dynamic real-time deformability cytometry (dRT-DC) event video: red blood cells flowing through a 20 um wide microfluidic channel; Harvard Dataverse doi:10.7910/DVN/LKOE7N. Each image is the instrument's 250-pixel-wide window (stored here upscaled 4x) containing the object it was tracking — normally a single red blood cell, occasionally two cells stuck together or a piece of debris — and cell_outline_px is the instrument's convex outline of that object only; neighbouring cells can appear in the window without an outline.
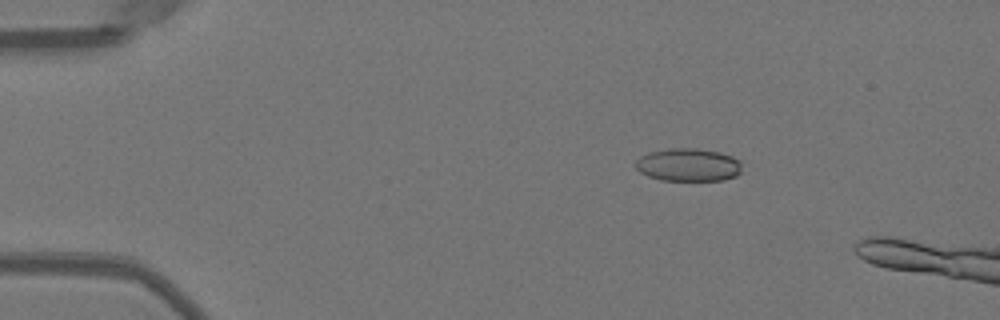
{"species": "Egyptian fruit bat (a non-hibernating species)", "species_latin": "Rousettus aegyptiacus", "temperature_condition": "warm", "stored_images_in_passage": 41, "camera_frame_rate_fps": 3000, "um_per_image_px": 0.085, "animal": {"sex": "female"}, "frame": {"image": 1, "passage_image": 2, "time_ms": 0.333, "image_size_px": [1000, 320], "cell_outline_px": [[740, 172], [736, 176], [724, 180], [660, 180], [648, 176], [640, 172], [632, 164], [640, 156], [648, 152], [668, 148], [696, 148], [720, 152], [732, 156], [740, 160]], "centroid_in_image_um": [58.47, 14.0], "position_along_channel_um": 26.5, "area_um2": 20.63}}
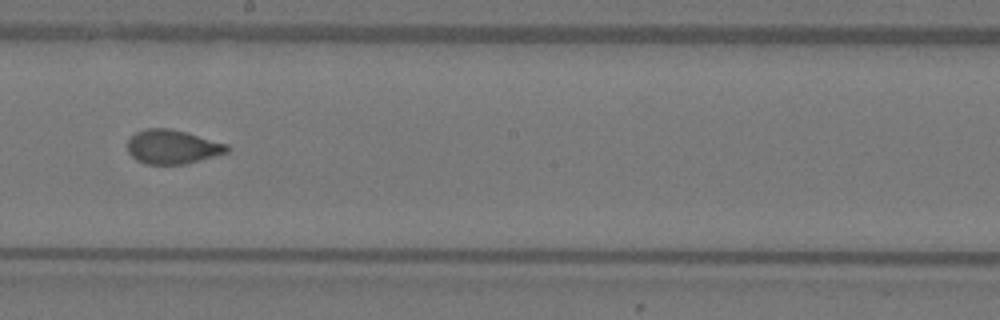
{"frame": {"image": 2, "passage_image": 23, "time_ms": 7.333, "image_size_px": [1000, 320], "cell_outline_px": [[232, 148], [228, 152], [184, 164], [144, 164], [136, 160], [128, 152], [128, 140], [136, 132], [148, 128], [168, 128], [184, 132], [228, 144]], "centroid_in_image_um": [14.65, 12.49], "position_along_channel_um": 233.5, "area_um2": 19.59}}
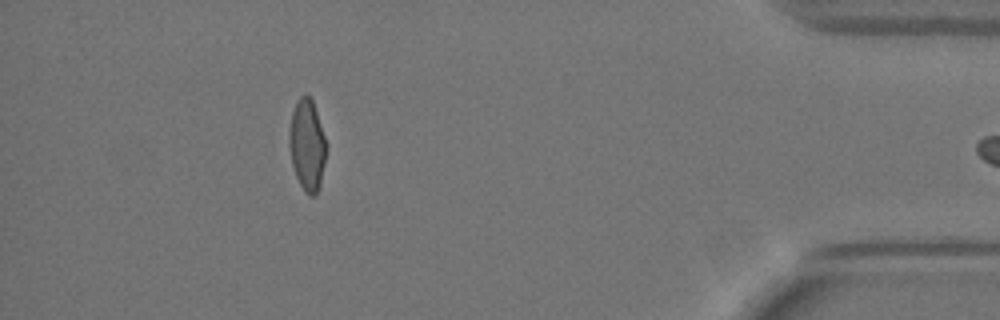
{"frame": {"image": 3, "passage_image": 40, "time_ms": 13.0, "image_size_px": [1000, 320], "cell_outline_px": [[324, 164], [320, 184], [316, 196], [308, 196], [304, 192], [296, 176], [292, 164], [288, 144], [288, 136], [292, 112], [296, 100], [304, 92], [312, 100], [324, 136]], "centroid_in_image_um": [26.06, 12.34], "position_along_channel_um": 409.1, "area_um2": 19.48}}